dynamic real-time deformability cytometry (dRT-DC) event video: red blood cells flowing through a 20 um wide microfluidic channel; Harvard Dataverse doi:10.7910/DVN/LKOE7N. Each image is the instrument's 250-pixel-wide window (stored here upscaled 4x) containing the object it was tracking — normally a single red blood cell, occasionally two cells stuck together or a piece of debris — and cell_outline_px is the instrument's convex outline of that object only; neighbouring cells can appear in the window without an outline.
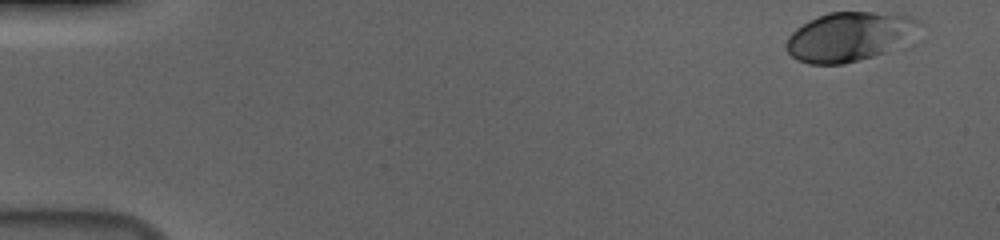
{"species": "human", "species_latin": "Homo sapiens", "temperature_condition": "cold", "stored_images_in_passage": 54, "camera_frame_rate_fps": 3000, "um_per_image_px": 0.085, "donor": {"sex": "male"}, "frame": {"image": 1, "passage_image": 1, "time_ms": 0.0, "image_size_px": [1000, 240], "cell_outline_px": [[916, 20], [904, 48], [844, 64], [808, 64], [796, 60], [788, 52], [788, 36], [796, 28], [808, 20], [828, 12], [872, 12], [908, 16]], "centroid_in_image_um": [72.13, 3.14], "position_along_channel_um": 12.9, "area_um2": 37.74}}
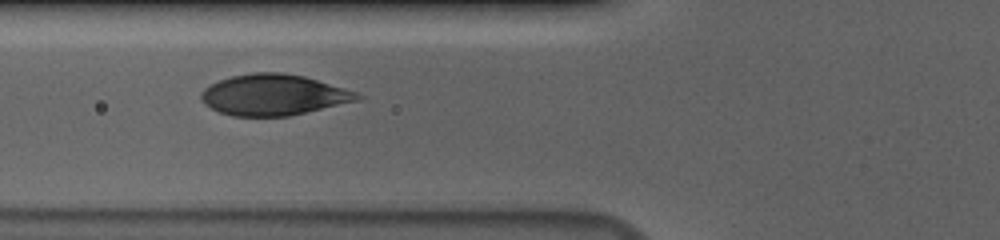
{"frame": {"image": 2, "passage_image": 20, "time_ms": 6.333, "image_size_px": [1000, 240], "cell_outline_px": [[364, 96], [360, 100], [288, 116], [232, 116], [220, 112], [204, 104], [200, 96], [200, 92], [204, 88], [220, 80], [232, 76], [252, 72], [280, 72], [304, 76], [344, 88], [356, 92]], "centroid_in_image_um": [23.25, 8.06], "position_along_channel_um": 102.6, "area_um2": 37.11}}
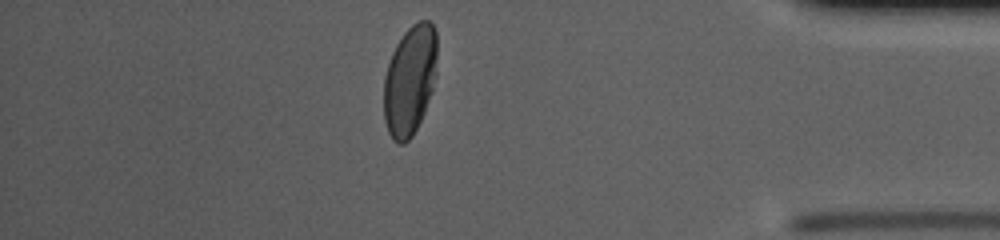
{"frame": {"image": 3, "passage_image": 47, "time_ms": 15.333, "image_size_px": [1000, 240], "cell_outline_px": [[436, 76], [432, 92], [424, 112], [412, 136], [404, 144], [396, 144], [392, 140], [388, 132], [384, 120], [384, 76], [392, 52], [396, 44], [404, 32], [412, 24], [420, 20], [428, 20], [432, 24], [436, 32]], "centroid_in_image_um": [34.83, 6.83], "position_along_channel_um": 400.4, "area_um2": 34.39}, "authors_computed_cell_mechanics": {"area_um2": 37.4544, "velocity_mm_per_s": 3.6756, "shape_relaxation_time_tau1_ms": 2.8762, "shape_relaxation_time_tau2_ms": null, "deformation_change_tau1": 0.1557, "deformation_change_tau2": null}}